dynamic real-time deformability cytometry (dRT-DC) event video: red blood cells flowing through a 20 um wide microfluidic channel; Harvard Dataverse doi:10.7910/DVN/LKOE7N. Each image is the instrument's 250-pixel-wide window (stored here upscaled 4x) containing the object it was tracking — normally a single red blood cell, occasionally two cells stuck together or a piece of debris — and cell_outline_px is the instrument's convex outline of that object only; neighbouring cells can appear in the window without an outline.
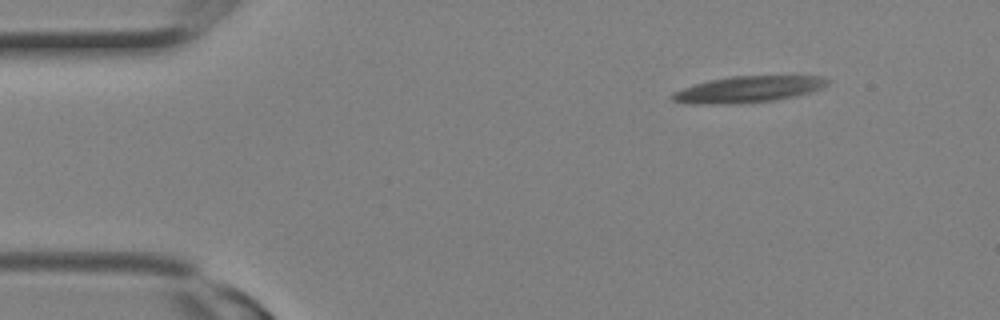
{"species": "Egyptian fruit bat (a non-hibernating species)", "species_latin": "Rousettus aegyptiacus", "temperature_condition": "room temperature", "stored_images_in_passage": 2, "camera_frame_rate_fps": 3000, "um_per_image_px": 0.085, "animal": {"sex": "female"}, "frame": {"image": 1, "passage_image": 1, "time_ms": 0.0, "image_size_px": [1000, 320], "cell_outline_px": [[828, 84], [812, 92], [796, 96], [776, 100], [736, 104], [692, 104], [672, 100], [668, 96], [672, 92], [708, 80], [732, 76], [820, 76], [828, 80]], "centroid_in_image_um": [63.56, 7.6], "position_along_channel_um": 21.4, "area_um2": 23.87}}